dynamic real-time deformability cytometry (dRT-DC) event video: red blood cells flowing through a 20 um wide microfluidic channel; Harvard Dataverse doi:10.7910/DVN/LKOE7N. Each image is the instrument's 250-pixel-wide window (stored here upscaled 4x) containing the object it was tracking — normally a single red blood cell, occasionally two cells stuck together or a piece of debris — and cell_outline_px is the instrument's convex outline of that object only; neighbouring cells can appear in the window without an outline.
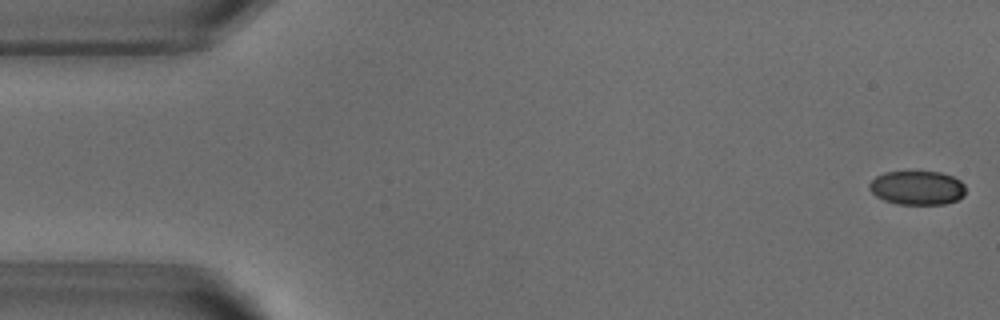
{"species": "common noctule bat (a hibernating species)", "species_latin": "Nyctalus noctula", "temperature_condition": "warm", "stored_images_in_passage": 52, "camera_frame_rate_fps": 3000, "um_per_image_px": 0.085, "animal": {"sex": "male", "body_mass_g": 18.8}, "frame": {"image": 1, "passage_image": 1, "time_ms": 0.0, "image_size_px": [1000, 320], "cell_outline_px": [[964, 196], [956, 200], [944, 204], [900, 204], [884, 200], [876, 196], [868, 188], [868, 184], [876, 176], [884, 172], [940, 172], [952, 176], [960, 180], [964, 184]], "centroid_in_image_um": [77.95, 15.96], "position_along_channel_um": 7.1, "area_um2": 19.02}}
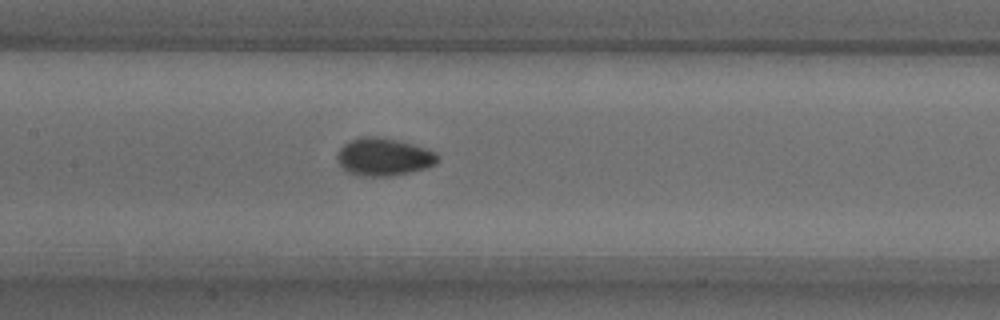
{"frame": {"image": 2, "passage_image": 24, "time_ms": 7.667, "image_size_px": [1000, 320], "cell_outline_px": [[440, 160], [436, 164], [424, 168], [408, 172], [388, 176], [356, 176], [348, 172], [336, 160], [336, 156], [340, 148], [344, 144], [352, 140], [364, 136], [380, 136], [412, 144], [436, 152], [440, 156]], "centroid_in_image_um": [32.61, 13.33], "position_along_channel_um": 174.8, "area_um2": 22.02}}
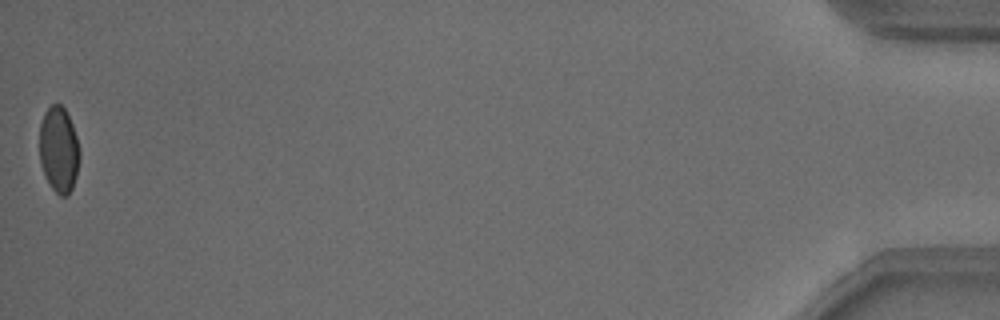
{"frame": {"image": 3, "passage_image": 52, "time_ms": 17.0, "image_size_px": [1000, 320], "cell_outline_px": [[80, 156], [76, 176], [72, 188], [68, 196], [60, 196], [52, 188], [40, 164], [40, 124], [44, 112], [52, 104], [60, 104], [64, 108], [72, 124], [80, 148]], "centroid_in_image_um": [5.01, 12.72], "position_along_channel_um": 430.2, "area_um2": 20.0}, "authors_computed_cell_mechanics": {"area_um2": 20.9814, "velocity_mm_per_s": 3.8247, "shape_relaxation_time_tau1_ms": 6.9131, "shape_relaxation_time_tau2_ms": 0.9894, "deformation_change_tau1": 0.1204, "deformation_change_tau2": 0.0393}}